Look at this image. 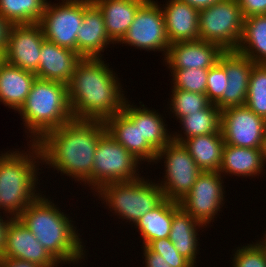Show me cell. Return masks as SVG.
<instances>
[{
    "instance_id": "25",
    "label": "cell",
    "mask_w": 266,
    "mask_h": 267,
    "mask_svg": "<svg viewBox=\"0 0 266 267\" xmlns=\"http://www.w3.org/2000/svg\"><path fill=\"white\" fill-rule=\"evenodd\" d=\"M264 166L261 149L225 144L219 173L221 175L225 173V175L253 177L259 176L263 172L262 170L265 171Z\"/></svg>"
},
{
    "instance_id": "3",
    "label": "cell",
    "mask_w": 266,
    "mask_h": 267,
    "mask_svg": "<svg viewBox=\"0 0 266 267\" xmlns=\"http://www.w3.org/2000/svg\"><path fill=\"white\" fill-rule=\"evenodd\" d=\"M59 210L41 194L18 218L61 265L77 264L85 258V246L73 221Z\"/></svg>"
},
{
    "instance_id": "11",
    "label": "cell",
    "mask_w": 266,
    "mask_h": 267,
    "mask_svg": "<svg viewBox=\"0 0 266 267\" xmlns=\"http://www.w3.org/2000/svg\"><path fill=\"white\" fill-rule=\"evenodd\" d=\"M157 3L146 0L138 8L133 22L119 42L135 46L136 49L163 51V56L166 57L170 43L166 34L164 15Z\"/></svg>"
},
{
    "instance_id": "37",
    "label": "cell",
    "mask_w": 266,
    "mask_h": 267,
    "mask_svg": "<svg viewBox=\"0 0 266 267\" xmlns=\"http://www.w3.org/2000/svg\"><path fill=\"white\" fill-rule=\"evenodd\" d=\"M228 78L225 70L217 63L208 69L206 96L210 103L215 104L223 95Z\"/></svg>"
},
{
    "instance_id": "10",
    "label": "cell",
    "mask_w": 266,
    "mask_h": 267,
    "mask_svg": "<svg viewBox=\"0 0 266 267\" xmlns=\"http://www.w3.org/2000/svg\"><path fill=\"white\" fill-rule=\"evenodd\" d=\"M47 2L42 19L44 38L60 47L77 52V31L80 28L84 10L92 0H62L61 3Z\"/></svg>"
},
{
    "instance_id": "32",
    "label": "cell",
    "mask_w": 266,
    "mask_h": 267,
    "mask_svg": "<svg viewBox=\"0 0 266 267\" xmlns=\"http://www.w3.org/2000/svg\"><path fill=\"white\" fill-rule=\"evenodd\" d=\"M245 105L266 120V64H253Z\"/></svg>"
},
{
    "instance_id": "26",
    "label": "cell",
    "mask_w": 266,
    "mask_h": 267,
    "mask_svg": "<svg viewBox=\"0 0 266 267\" xmlns=\"http://www.w3.org/2000/svg\"><path fill=\"white\" fill-rule=\"evenodd\" d=\"M182 144L202 171H219L225 145L221 133L194 136Z\"/></svg>"
},
{
    "instance_id": "15",
    "label": "cell",
    "mask_w": 266,
    "mask_h": 267,
    "mask_svg": "<svg viewBox=\"0 0 266 267\" xmlns=\"http://www.w3.org/2000/svg\"><path fill=\"white\" fill-rule=\"evenodd\" d=\"M44 40V33L39 23L13 24L4 51L5 61L23 70L36 73Z\"/></svg>"
},
{
    "instance_id": "43",
    "label": "cell",
    "mask_w": 266,
    "mask_h": 267,
    "mask_svg": "<svg viewBox=\"0 0 266 267\" xmlns=\"http://www.w3.org/2000/svg\"><path fill=\"white\" fill-rule=\"evenodd\" d=\"M180 1H183L200 11L222 0H180Z\"/></svg>"
},
{
    "instance_id": "6",
    "label": "cell",
    "mask_w": 266,
    "mask_h": 267,
    "mask_svg": "<svg viewBox=\"0 0 266 267\" xmlns=\"http://www.w3.org/2000/svg\"><path fill=\"white\" fill-rule=\"evenodd\" d=\"M96 192L99 199H104L110 211L119 215V219H125L134 225L165 199L159 184L145 180L144 177L107 183Z\"/></svg>"
},
{
    "instance_id": "34",
    "label": "cell",
    "mask_w": 266,
    "mask_h": 267,
    "mask_svg": "<svg viewBox=\"0 0 266 267\" xmlns=\"http://www.w3.org/2000/svg\"><path fill=\"white\" fill-rule=\"evenodd\" d=\"M170 72L171 76L173 77V88L188 92L205 94L207 87L208 69H170Z\"/></svg>"
},
{
    "instance_id": "20",
    "label": "cell",
    "mask_w": 266,
    "mask_h": 267,
    "mask_svg": "<svg viewBox=\"0 0 266 267\" xmlns=\"http://www.w3.org/2000/svg\"><path fill=\"white\" fill-rule=\"evenodd\" d=\"M161 10L170 44L199 40V10L180 0H168Z\"/></svg>"
},
{
    "instance_id": "31",
    "label": "cell",
    "mask_w": 266,
    "mask_h": 267,
    "mask_svg": "<svg viewBox=\"0 0 266 267\" xmlns=\"http://www.w3.org/2000/svg\"><path fill=\"white\" fill-rule=\"evenodd\" d=\"M141 106L143 108L139 107V123L142 140H146L158 152L172 140V134L170 131L168 133L167 125L158 112Z\"/></svg>"
},
{
    "instance_id": "21",
    "label": "cell",
    "mask_w": 266,
    "mask_h": 267,
    "mask_svg": "<svg viewBox=\"0 0 266 267\" xmlns=\"http://www.w3.org/2000/svg\"><path fill=\"white\" fill-rule=\"evenodd\" d=\"M77 53L82 57L101 58L107 45L115 44L105 29L103 15L92 2L85 10L77 33Z\"/></svg>"
},
{
    "instance_id": "23",
    "label": "cell",
    "mask_w": 266,
    "mask_h": 267,
    "mask_svg": "<svg viewBox=\"0 0 266 267\" xmlns=\"http://www.w3.org/2000/svg\"><path fill=\"white\" fill-rule=\"evenodd\" d=\"M36 78L35 73L5 61L0 67V102L10 109L19 111Z\"/></svg>"
},
{
    "instance_id": "46",
    "label": "cell",
    "mask_w": 266,
    "mask_h": 267,
    "mask_svg": "<svg viewBox=\"0 0 266 267\" xmlns=\"http://www.w3.org/2000/svg\"><path fill=\"white\" fill-rule=\"evenodd\" d=\"M4 62H5V55H4V52L0 50V67L2 66Z\"/></svg>"
},
{
    "instance_id": "13",
    "label": "cell",
    "mask_w": 266,
    "mask_h": 267,
    "mask_svg": "<svg viewBox=\"0 0 266 267\" xmlns=\"http://www.w3.org/2000/svg\"><path fill=\"white\" fill-rule=\"evenodd\" d=\"M266 120L246 105L221 110L220 131L225 144L261 149Z\"/></svg>"
},
{
    "instance_id": "24",
    "label": "cell",
    "mask_w": 266,
    "mask_h": 267,
    "mask_svg": "<svg viewBox=\"0 0 266 267\" xmlns=\"http://www.w3.org/2000/svg\"><path fill=\"white\" fill-rule=\"evenodd\" d=\"M146 0H92L101 11L109 38L118 44Z\"/></svg>"
},
{
    "instance_id": "22",
    "label": "cell",
    "mask_w": 266,
    "mask_h": 267,
    "mask_svg": "<svg viewBox=\"0 0 266 267\" xmlns=\"http://www.w3.org/2000/svg\"><path fill=\"white\" fill-rule=\"evenodd\" d=\"M205 227L190 216L179 204L173 201V221L169 233V239L178 250L179 254L186 258L194 267L199 251L198 230ZM198 247V248H197Z\"/></svg>"
},
{
    "instance_id": "39",
    "label": "cell",
    "mask_w": 266,
    "mask_h": 267,
    "mask_svg": "<svg viewBox=\"0 0 266 267\" xmlns=\"http://www.w3.org/2000/svg\"><path fill=\"white\" fill-rule=\"evenodd\" d=\"M143 248L146 267H171L160 254L153 252L148 246Z\"/></svg>"
},
{
    "instance_id": "33",
    "label": "cell",
    "mask_w": 266,
    "mask_h": 267,
    "mask_svg": "<svg viewBox=\"0 0 266 267\" xmlns=\"http://www.w3.org/2000/svg\"><path fill=\"white\" fill-rule=\"evenodd\" d=\"M170 111L174 113L173 117L180 120L182 117L191 113L205 109L210 102L206 94L188 92L181 89L172 88ZM172 108V109H171Z\"/></svg>"
},
{
    "instance_id": "27",
    "label": "cell",
    "mask_w": 266,
    "mask_h": 267,
    "mask_svg": "<svg viewBox=\"0 0 266 267\" xmlns=\"http://www.w3.org/2000/svg\"><path fill=\"white\" fill-rule=\"evenodd\" d=\"M236 51L255 64H266V15L244 18L243 34Z\"/></svg>"
},
{
    "instance_id": "19",
    "label": "cell",
    "mask_w": 266,
    "mask_h": 267,
    "mask_svg": "<svg viewBox=\"0 0 266 267\" xmlns=\"http://www.w3.org/2000/svg\"><path fill=\"white\" fill-rule=\"evenodd\" d=\"M82 57L75 51L44 40L39 54L37 78L68 85Z\"/></svg>"
},
{
    "instance_id": "18",
    "label": "cell",
    "mask_w": 266,
    "mask_h": 267,
    "mask_svg": "<svg viewBox=\"0 0 266 267\" xmlns=\"http://www.w3.org/2000/svg\"><path fill=\"white\" fill-rule=\"evenodd\" d=\"M224 52L216 43L196 40L170 44L163 58L169 69H209L218 63Z\"/></svg>"
},
{
    "instance_id": "42",
    "label": "cell",
    "mask_w": 266,
    "mask_h": 267,
    "mask_svg": "<svg viewBox=\"0 0 266 267\" xmlns=\"http://www.w3.org/2000/svg\"><path fill=\"white\" fill-rule=\"evenodd\" d=\"M1 214V212H0ZM7 219H5V221L2 219V215L0 216V258L3 256V251L5 248V240H6V231H7V227L8 224L10 223V221L13 219L12 217L6 216Z\"/></svg>"
},
{
    "instance_id": "35",
    "label": "cell",
    "mask_w": 266,
    "mask_h": 267,
    "mask_svg": "<svg viewBox=\"0 0 266 267\" xmlns=\"http://www.w3.org/2000/svg\"><path fill=\"white\" fill-rule=\"evenodd\" d=\"M234 253L232 267H266V254L258 241L238 247Z\"/></svg>"
},
{
    "instance_id": "30",
    "label": "cell",
    "mask_w": 266,
    "mask_h": 267,
    "mask_svg": "<svg viewBox=\"0 0 266 267\" xmlns=\"http://www.w3.org/2000/svg\"><path fill=\"white\" fill-rule=\"evenodd\" d=\"M47 2V0H0V14L12 25L39 23Z\"/></svg>"
},
{
    "instance_id": "28",
    "label": "cell",
    "mask_w": 266,
    "mask_h": 267,
    "mask_svg": "<svg viewBox=\"0 0 266 267\" xmlns=\"http://www.w3.org/2000/svg\"><path fill=\"white\" fill-rule=\"evenodd\" d=\"M179 122L185 136L177 132L172 136V140L179 143L194 136L221 133V110L210 103L205 109L182 117Z\"/></svg>"
},
{
    "instance_id": "44",
    "label": "cell",
    "mask_w": 266,
    "mask_h": 267,
    "mask_svg": "<svg viewBox=\"0 0 266 267\" xmlns=\"http://www.w3.org/2000/svg\"><path fill=\"white\" fill-rule=\"evenodd\" d=\"M261 153H262V158L265 164L266 163V130H265L264 137L262 140Z\"/></svg>"
},
{
    "instance_id": "41",
    "label": "cell",
    "mask_w": 266,
    "mask_h": 267,
    "mask_svg": "<svg viewBox=\"0 0 266 267\" xmlns=\"http://www.w3.org/2000/svg\"><path fill=\"white\" fill-rule=\"evenodd\" d=\"M0 267H41L36 263L15 258H0Z\"/></svg>"
},
{
    "instance_id": "7",
    "label": "cell",
    "mask_w": 266,
    "mask_h": 267,
    "mask_svg": "<svg viewBox=\"0 0 266 267\" xmlns=\"http://www.w3.org/2000/svg\"><path fill=\"white\" fill-rule=\"evenodd\" d=\"M138 164L139 160L106 131L96 147L93 174L84 184L96 192L107 183L136 180L141 177Z\"/></svg>"
},
{
    "instance_id": "9",
    "label": "cell",
    "mask_w": 266,
    "mask_h": 267,
    "mask_svg": "<svg viewBox=\"0 0 266 267\" xmlns=\"http://www.w3.org/2000/svg\"><path fill=\"white\" fill-rule=\"evenodd\" d=\"M160 159H164L166 171L165 178L158 183L164 198L179 202L203 171L196 165L187 148L173 140L157 152L155 163Z\"/></svg>"
},
{
    "instance_id": "16",
    "label": "cell",
    "mask_w": 266,
    "mask_h": 267,
    "mask_svg": "<svg viewBox=\"0 0 266 267\" xmlns=\"http://www.w3.org/2000/svg\"><path fill=\"white\" fill-rule=\"evenodd\" d=\"M218 64L225 70L228 82L222 97L215 105L220 110L245 105L254 62L236 50H227L220 56Z\"/></svg>"
},
{
    "instance_id": "12",
    "label": "cell",
    "mask_w": 266,
    "mask_h": 267,
    "mask_svg": "<svg viewBox=\"0 0 266 267\" xmlns=\"http://www.w3.org/2000/svg\"><path fill=\"white\" fill-rule=\"evenodd\" d=\"M219 171H203L187 195L179 201L180 206L192 218L206 226L216 217L224 204L223 178Z\"/></svg>"
},
{
    "instance_id": "38",
    "label": "cell",
    "mask_w": 266,
    "mask_h": 267,
    "mask_svg": "<svg viewBox=\"0 0 266 267\" xmlns=\"http://www.w3.org/2000/svg\"><path fill=\"white\" fill-rule=\"evenodd\" d=\"M244 18L254 15H266V0H238Z\"/></svg>"
},
{
    "instance_id": "14",
    "label": "cell",
    "mask_w": 266,
    "mask_h": 267,
    "mask_svg": "<svg viewBox=\"0 0 266 267\" xmlns=\"http://www.w3.org/2000/svg\"><path fill=\"white\" fill-rule=\"evenodd\" d=\"M129 103L127 100L122 111L104 121L106 131L141 163H155L157 151L142 140L139 108Z\"/></svg>"
},
{
    "instance_id": "1",
    "label": "cell",
    "mask_w": 266,
    "mask_h": 267,
    "mask_svg": "<svg viewBox=\"0 0 266 267\" xmlns=\"http://www.w3.org/2000/svg\"><path fill=\"white\" fill-rule=\"evenodd\" d=\"M105 132L104 121L72 119L37 142L42 163L85 183L93 174L96 147Z\"/></svg>"
},
{
    "instance_id": "17",
    "label": "cell",
    "mask_w": 266,
    "mask_h": 267,
    "mask_svg": "<svg viewBox=\"0 0 266 267\" xmlns=\"http://www.w3.org/2000/svg\"><path fill=\"white\" fill-rule=\"evenodd\" d=\"M2 257L27 260L41 267H57L60 264L19 218H13L8 224Z\"/></svg>"
},
{
    "instance_id": "36",
    "label": "cell",
    "mask_w": 266,
    "mask_h": 267,
    "mask_svg": "<svg viewBox=\"0 0 266 267\" xmlns=\"http://www.w3.org/2000/svg\"><path fill=\"white\" fill-rule=\"evenodd\" d=\"M153 252L160 254L171 267H194L178 250L169 238L151 241L147 245Z\"/></svg>"
},
{
    "instance_id": "5",
    "label": "cell",
    "mask_w": 266,
    "mask_h": 267,
    "mask_svg": "<svg viewBox=\"0 0 266 267\" xmlns=\"http://www.w3.org/2000/svg\"><path fill=\"white\" fill-rule=\"evenodd\" d=\"M18 112L30 134V142H38L48 131L74 119L68 99V85L36 78Z\"/></svg>"
},
{
    "instance_id": "29",
    "label": "cell",
    "mask_w": 266,
    "mask_h": 267,
    "mask_svg": "<svg viewBox=\"0 0 266 267\" xmlns=\"http://www.w3.org/2000/svg\"><path fill=\"white\" fill-rule=\"evenodd\" d=\"M173 221V201L164 199L157 207L146 213L135 224L142 236L143 246L151 241L168 238Z\"/></svg>"
},
{
    "instance_id": "40",
    "label": "cell",
    "mask_w": 266,
    "mask_h": 267,
    "mask_svg": "<svg viewBox=\"0 0 266 267\" xmlns=\"http://www.w3.org/2000/svg\"><path fill=\"white\" fill-rule=\"evenodd\" d=\"M12 24L0 14V50L3 52L7 46L8 34Z\"/></svg>"
},
{
    "instance_id": "4",
    "label": "cell",
    "mask_w": 266,
    "mask_h": 267,
    "mask_svg": "<svg viewBox=\"0 0 266 267\" xmlns=\"http://www.w3.org/2000/svg\"><path fill=\"white\" fill-rule=\"evenodd\" d=\"M30 144L29 149H32L28 152L17 150L0 154V209L12 218H18L41 194L35 188L39 184L37 165L42 155L37 142Z\"/></svg>"
},
{
    "instance_id": "2",
    "label": "cell",
    "mask_w": 266,
    "mask_h": 267,
    "mask_svg": "<svg viewBox=\"0 0 266 267\" xmlns=\"http://www.w3.org/2000/svg\"><path fill=\"white\" fill-rule=\"evenodd\" d=\"M111 69L102 57H85L77 63L68 83V99L74 119L105 121L122 111L128 98Z\"/></svg>"
},
{
    "instance_id": "45",
    "label": "cell",
    "mask_w": 266,
    "mask_h": 267,
    "mask_svg": "<svg viewBox=\"0 0 266 267\" xmlns=\"http://www.w3.org/2000/svg\"><path fill=\"white\" fill-rule=\"evenodd\" d=\"M265 233H263L265 236V237L263 236L264 239L261 238V240L258 243L260 244V246L262 247V249L265 251V254H266V234Z\"/></svg>"
},
{
    "instance_id": "8",
    "label": "cell",
    "mask_w": 266,
    "mask_h": 267,
    "mask_svg": "<svg viewBox=\"0 0 266 267\" xmlns=\"http://www.w3.org/2000/svg\"><path fill=\"white\" fill-rule=\"evenodd\" d=\"M199 40L236 50L243 34L244 17L238 0H222L199 11Z\"/></svg>"
}]
</instances>
